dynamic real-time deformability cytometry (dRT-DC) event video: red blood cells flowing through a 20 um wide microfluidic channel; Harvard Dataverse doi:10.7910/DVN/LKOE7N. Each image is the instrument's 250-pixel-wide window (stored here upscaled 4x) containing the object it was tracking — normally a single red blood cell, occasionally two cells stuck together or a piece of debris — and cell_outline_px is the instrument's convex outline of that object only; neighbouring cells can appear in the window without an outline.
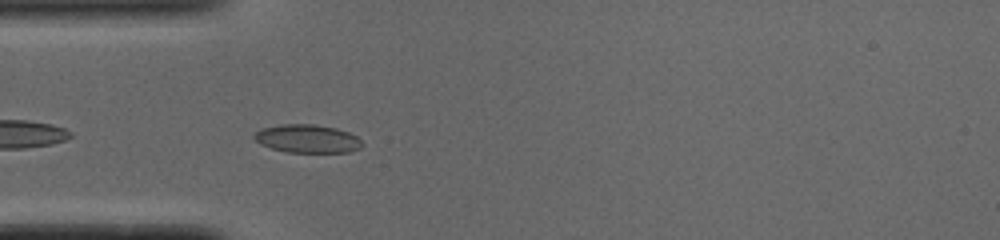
{"species": "common noctule bat (a hibernating species)", "species_latin": "Nyctalus noctula", "temperature_condition": "cold", "stored_images_in_passage": 37, "camera_frame_rate_fps": 3000, "um_per_image_px": 0.085, "animal": {"sex": "male", "body_mass_g": 19.0, "forearm_length_mm": 50.8}, "frame": {"image": 1, "passage_image": 4, "time_ms": 1.0, "image_size_px": [1000, 240], "cell_outline_px": [[364, 144], [360, 148], [348, 152], [284, 152], [260, 144], [252, 136], [260, 128], [284, 124], [312, 124], [336, 128], [348, 132], [356, 136]], "centroid_in_image_um": [26.11, 11.79], "position_along_channel_um": 58.9, "area_um2": 17.74}}
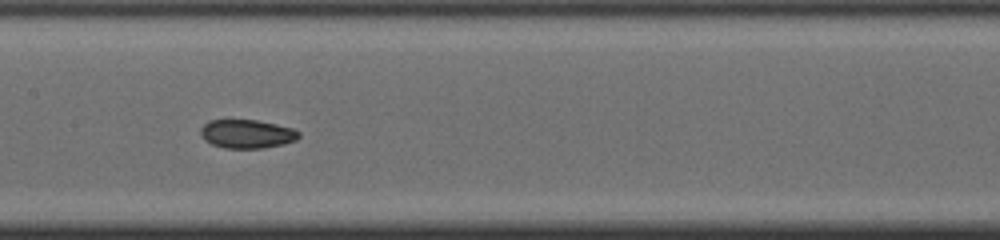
{"frame": {"image": 2, "passage_image": 14, "time_ms": 4.333, "image_size_px": [1000, 240], "cell_outline_px": [[300, 136], [296, 140], [284, 144], [264, 148], [224, 148], [212, 144], [204, 140], [200, 136], [200, 128], [208, 120], [256, 120], [276, 124], [292, 128], [300, 132]], "centroid_in_image_um": [20.97, 11.38], "position_along_channel_um": 186.4, "area_um2": 16.53}}
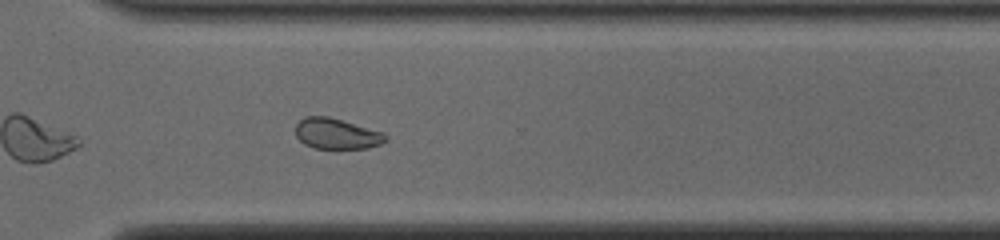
{"frame": {"image": 3, "passage_image": 26, "time_ms": 8.333, "image_size_px": [1000, 240], "cell_outline_px": [[388, 140], [380, 144], [368, 148], [312, 148], [304, 144], [296, 136], [296, 124], [304, 116], [328, 116], [384, 132], [388, 136]], "centroid_in_image_um": [28.62, 11.36], "position_along_channel_um": 342.0, "area_um2": 16.18}, "authors_computed_cell_mechanics": {"area_um2": 17.2244, "velocity_mm_per_s": 3.8829, "shape_relaxation_time_tau1_ms": null, "shape_relaxation_time_tau2_ms": 3.8632, "deformation_change_tau1": null, "deformation_change_tau2": 0.0788}}